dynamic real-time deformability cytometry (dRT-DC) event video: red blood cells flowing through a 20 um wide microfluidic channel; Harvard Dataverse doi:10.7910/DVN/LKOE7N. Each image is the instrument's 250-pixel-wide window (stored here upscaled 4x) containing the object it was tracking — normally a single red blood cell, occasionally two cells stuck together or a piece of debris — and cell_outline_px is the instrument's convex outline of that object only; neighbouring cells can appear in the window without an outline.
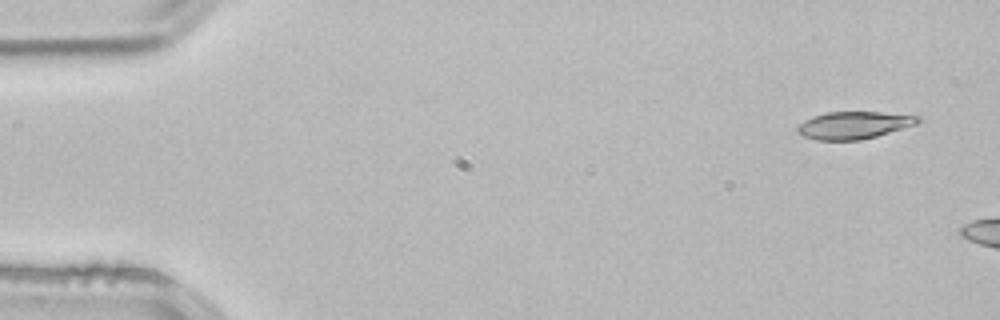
{"species": "common noctule bat (a hibernating species)", "species_latin": "Nyctalus noctula", "temperature_condition": "room temperature", "stored_images_in_passage": 2, "camera_frame_rate_fps": 3000, "um_per_image_px": 0.085, "animal": {"sex": "male", "body_mass_g": 21.5, "forearm_length_mm": 52.0}, "frame": {"image": 1, "passage_image": 1, "time_ms": 0.0, "image_size_px": [1000, 320], "cell_outline_px": [[920, 120], [916, 124], [876, 136], [860, 140], [816, 140], [804, 136], [796, 132], [796, 128], [804, 120], [812, 116], [828, 112], [880, 112], [920, 116]], "centroid_in_image_um": [72.54, 10.64], "position_along_channel_um": 12.5, "area_um2": 19.07}}